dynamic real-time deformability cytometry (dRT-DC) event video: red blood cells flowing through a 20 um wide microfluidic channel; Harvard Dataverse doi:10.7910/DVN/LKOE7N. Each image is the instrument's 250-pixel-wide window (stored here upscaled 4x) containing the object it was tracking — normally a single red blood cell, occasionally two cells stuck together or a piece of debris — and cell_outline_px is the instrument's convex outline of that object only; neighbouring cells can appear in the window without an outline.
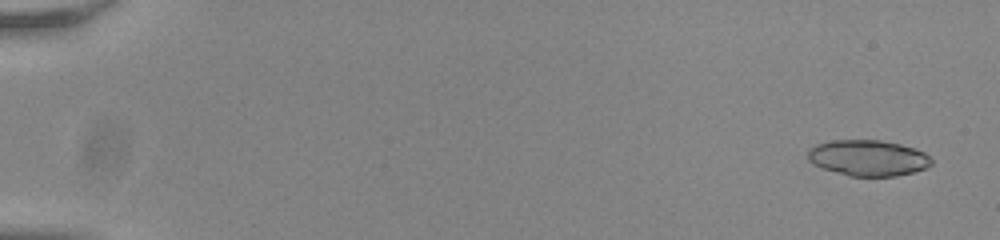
{"species": "common noctule bat (a hibernating species)", "species_latin": "Nyctalus noctula", "temperature_condition": "room temperature", "stored_images_in_passage": 19, "camera_frame_rate_fps": 3000, "um_per_image_px": 0.085, "animal": {"sex": "male", "body_mass_g": 20.0, "forearm_length_mm": 53.3}, "frame": {"image": 1, "passage_image": 3, "time_ms": 0.667, "image_size_px": [1000, 240], "cell_outline_px": [[932, 164], [924, 168], [912, 172], [896, 176], [852, 176], [824, 168], [812, 164], [808, 160], [808, 148], [816, 144], [828, 140], [880, 140], [900, 144], [924, 152], [932, 160]], "centroid_in_image_um": [73.75, 13.41], "position_along_channel_um": 11.3, "area_um2": 25.72}}
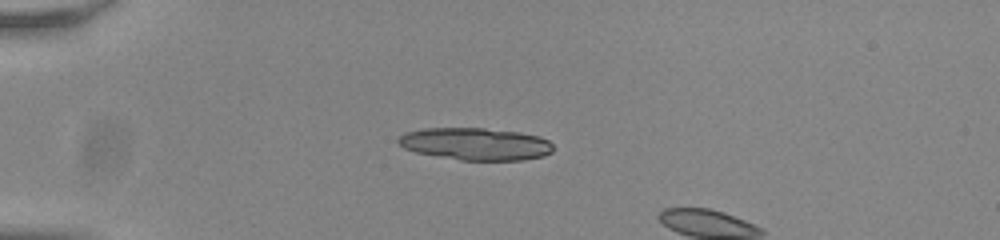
{"frame": {"image": 2, "passage_image": 16, "time_ms": 5.0, "image_size_px": [1000, 240], "cell_outline_px": [[552, 152], [544, 156], [520, 160], [460, 160], [416, 152], [404, 148], [396, 144], [396, 140], [404, 132], [424, 128], [484, 128], [520, 132], [540, 136], [548, 140], [552, 144]], "centroid_in_image_um": [40.4, 12.23], "position_along_channel_um": 44.6, "area_um2": 29.3}}